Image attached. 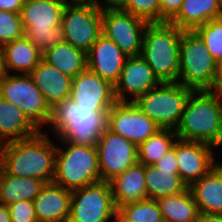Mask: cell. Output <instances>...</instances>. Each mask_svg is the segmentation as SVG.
I'll list each match as a JSON object with an SVG mask.
<instances>
[{
    "label": "cell",
    "mask_w": 222,
    "mask_h": 222,
    "mask_svg": "<svg viewBox=\"0 0 222 222\" xmlns=\"http://www.w3.org/2000/svg\"><path fill=\"white\" fill-rule=\"evenodd\" d=\"M40 130L32 137L0 145V168L8 175L53 182L56 146Z\"/></svg>",
    "instance_id": "6da1fadb"
},
{
    "label": "cell",
    "mask_w": 222,
    "mask_h": 222,
    "mask_svg": "<svg viewBox=\"0 0 222 222\" xmlns=\"http://www.w3.org/2000/svg\"><path fill=\"white\" fill-rule=\"evenodd\" d=\"M222 88L193 91L175 130L177 138L222 145Z\"/></svg>",
    "instance_id": "7a4b0ae2"
},
{
    "label": "cell",
    "mask_w": 222,
    "mask_h": 222,
    "mask_svg": "<svg viewBox=\"0 0 222 222\" xmlns=\"http://www.w3.org/2000/svg\"><path fill=\"white\" fill-rule=\"evenodd\" d=\"M108 111L81 108L68 98L52 108L50 124L60 140L76 145L94 146L107 129Z\"/></svg>",
    "instance_id": "3957f363"
},
{
    "label": "cell",
    "mask_w": 222,
    "mask_h": 222,
    "mask_svg": "<svg viewBox=\"0 0 222 222\" xmlns=\"http://www.w3.org/2000/svg\"><path fill=\"white\" fill-rule=\"evenodd\" d=\"M183 31L169 22L148 23L145 28L140 55L160 82H178Z\"/></svg>",
    "instance_id": "277c9868"
},
{
    "label": "cell",
    "mask_w": 222,
    "mask_h": 222,
    "mask_svg": "<svg viewBox=\"0 0 222 222\" xmlns=\"http://www.w3.org/2000/svg\"><path fill=\"white\" fill-rule=\"evenodd\" d=\"M178 82L194 91L221 89L218 63L194 30L181 35Z\"/></svg>",
    "instance_id": "5b68a950"
},
{
    "label": "cell",
    "mask_w": 222,
    "mask_h": 222,
    "mask_svg": "<svg viewBox=\"0 0 222 222\" xmlns=\"http://www.w3.org/2000/svg\"><path fill=\"white\" fill-rule=\"evenodd\" d=\"M66 4L64 1H26L21 8L25 36L42 54L64 41L61 23Z\"/></svg>",
    "instance_id": "8992f818"
},
{
    "label": "cell",
    "mask_w": 222,
    "mask_h": 222,
    "mask_svg": "<svg viewBox=\"0 0 222 222\" xmlns=\"http://www.w3.org/2000/svg\"><path fill=\"white\" fill-rule=\"evenodd\" d=\"M67 148L56 146L53 183L73 191L101 181L96 147L65 142Z\"/></svg>",
    "instance_id": "52a82bcc"
},
{
    "label": "cell",
    "mask_w": 222,
    "mask_h": 222,
    "mask_svg": "<svg viewBox=\"0 0 222 222\" xmlns=\"http://www.w3.org/2000/svg\"><path fill=\"white\" fill-rule=\"evenodd\" d=\"M193 91L179 82H161L134 103L160 129L176 130Z\"/></svg>",
    "instance_id": "ba28073f"
},
{
    "label": "cell",
    "mask_w": 222,
    "mask_h": 222,
    "mask_svg": "<svg viewBox=\"0 0 222 222\" xmlns=\"http://www.w3.org/2000/svg\"><path fill=\"white\" fill-rule=\"evenodd\" d=\"M64 41L87 53L102 34L101 3H70L65 6L62 23Z\"/></svg>",
    "instance_id": "9c48e42d"
},
{
    "label": "cell",
    "mask_w": 222,
    "mask_h": 222,
    "mask_svg": "<svg viewBox=\"0 0 222 222\" xmlns=\"http://www.w3.org/2000/svg\"><path fill=\"white\" fill-rule=\"evenodd\" d=\"M0 96L19 107L40 130L50 122L52 108L29 74L10 75L0 81Z\"/></svg>",
    "instance_id": "30bf717a"
},
{
    "label": "cell",
    "mask_w": 222,
    "mask_h": 222,
    "mask_svg": "<svg viewBox=\"0 0 222 222\" xmlns=\"http://www.w3.org/2000/svg\"><path fill=\"white\" fill-rule=\"evenodd\" d=\"M148 23L119 6L102 5V34L128 57L141 54L143 35Z\"/></svg>",
    "instance_id": "8fae6325"
},
{
    "label": "cell",
    "mask_w": 222,
    "mask_h": 222,
    "mask_svg": "<svg viewBox=\"0 0 222 222\" xmlns=\"http://www.w3.org/2000/svg\"><path fill=\"white\" fill-rule=\"evenodd\" d=\"M117 210L109 182L100 181L71 191L67 222H107Z\"/></svg>",
    "instance_id": "7c38bea8"
},
{
    "label": "cell",
    "mask_w": 222,
    "mask_h": 222,
    "mask_svg": "<svg viewBox=\"0 0 222 222\" xmlns=\"http://www.w3.org/2000/svg\"><path fill=\"white\" fill-rule=\"evenodd\" d=\"M101 181L109 182L138 162L137 146L106 129L96 145Z\"/></svg>",
    "instance_id": "4fadbf2b"
},
{
    "label": "cell",
    "mask_w": 222,
    "mask_h": 222,
    "mask_svg": "<svg viewBox=\"0 0 222 222\" xmlns=\"http://www.w3.org/2000/svg\"><path fill=\"white\" fill-rule=\"evenodd\" d=\"M107 129L139 146L160 128L134 102H116L108 111Z\"/></svg>",
    "instance_id": "5bb4252c"
},
{
    "label": "cell",
    "mask_w": 222,
    "mask_h": 222,
    "mask_svg": "<svg viewBox=\"0 0 222 222\" xmlns=\"http://www.w3.org/2000/svg\"><path fill=\"white\" fill-rule=\"evenodd\" d=\"M70 99L93 111H109L116 103L114 86L88 68L72 78Z\"/></svg>",
    "instance_id": "9a60e30c"
},
{
    "label": "cell",
    "mask_w": 222,
    "mask_h": 222,
    "mask_svg": "<svg viewBox=\"0 0 222 222\" xmlns=\"http://www.w3.org/2000/svg\"><path fill=\"white\" fill-rule=\"evenodd\" d=\"M214 146L197 141H185L176 138L175 155L178 174L189 187L203 177L214 165Z\"/></svg>",
    "instance_id": "2e32d148"
},
{
    "label": "cell",
    "mask_w": 222,
    "mask_h": 222,
    "mask_svg": "<svg viewBox=\"0 0 222 222\" xmlns=\"http://www.w3.org/2000/svg\"><path fill=\"white\" fill-rule=\"evenodd\" d=\"M160 83L152 68L141 55L127 57L120 78L114 85L116 102H135ZM126 92L133 95L130 101L126 99Z\"/></svg>",
    "instance_id": "e0dca14e"
},
{
    "label": "cell",
    "mask_w": 222,
    "mask_h": 222,
    "mask_svg": "<svg viewBox=\"0 0 222 222\" xmlns=\"http://www.w3.org/2000/svg\"><path fill=\"white\" fill-rule=\"evenodd\" d=\"M127 57L111 39L101 34L86 53L87 68L114 86Z\"/></svg>",
    "instance_id": "ac0fdd59"
},
{
    "label": "cell",
    "mask_w": 222,
    "mask_h": 222,
    "mask_svg": "<svg viewBox=\"0 0 222 222\" xmlns=\"http://www.w3.org/2000/svg\"><path fill=\"white\" fill-rule=\"evenodd\" d=\"M71 191L53 182L45 184L33 200L38 222H67Z\"/></svg>",
    "instance_id": "d6986e66"
},
{
    "label": "cell",
    "mask_w": 222,
    "mask_h": 222,
    "mask_svg": "<svg viewBox=\"0 0 222 222\" xmlns=\"http://www.w3.org/2000/svg\"><path fill=\"white\" fill-rule=\"evenodd\" d=\"M29 75L51 108L70 98L72 78L43 59Z\"/></svg>",
    "instance_id": "ffe728a7"
},
{
    "label": "cell",
    "mask_w": 222,
    "mask_h": 222,
    "mask_svg": "<svg viewBox=\"0 0 222 222\" xmlns=\"http://www.w3.org/2000/svg\"><path fill=\"white\" fill-rule=\"evenodd\" d=\"M188 189L199 212L222 215V164L214 165Z\"/></svg>",
    "instance_id": "44dd1931"
},
{
    "label": "cell",
    "mask_w": 222,
    "mask_h": 222,
    "mask_svg": "<svg viewBox=\"0 0 222 222\" xmlns=\"http://www.w3.org/2000/svg\"><path fill=\"white\" fill-rule=\"evenodd\" d=\"M116 207L147 199L145 166L136 163L109 181Z\"/></svg>",
    "instance_id": "7402d4cb"
},
{
    "label": "cell",
    "mask_w": 222,
    "mask_h": 222,
    "mask_svg": "<svg viewBox=\"0 0 222 222\" xmlns=\"http://www.w3.org/2000/svg\"><path fill=\"white\" fill-rule=\"evenodd\" d=\"M39 131L19 107L0 96V145L32 137Z\"/></svg>",
    "instance_id": "603a6c76"
},
{
    "label": "cell",
    "mask_w": 222,
    "mask_h": 222,
    "mask_svg": "<svg viewBox=\"0 0 222 222\" xmlns=\"http://www.w3.org/2000/svg\"><path fill=\"white\" fill-rule=\"evenodd\" d=\"M222 17L218 0H184L178 13L169 21L184 31H193L212 19Z\"/></svg>",
    "instance_id": "cb8c5ba5"
},
{
    "label": "cell",
    "mask_w": 222,
    "mask_h": 222,
    "mask_svg": "<svg viewBox=\"0 0 222 222\" xmlns=\"http://www.w3.org/2000/svg\"><path fill=\"white\" fill-rule=\"evenodd\" d=\"M44 185L42 180L8 175L0 168V203L8 206L19 201H33Z\"/></svg>",
    "instance_id": "d4e9b609"
},
{
    "label": "cell",
    "mask_w": 222,
    "mask_h": 222,
    "mask_svg": "<svg viewBox=\"0 0 222 222\" xmlns=\"http://www.w3.org/2000/svg\"><path fill=\"white\" fill-rule=\"evenodd\" d=\"M2 47L8 74L11 70H18L23 74H29L42 60L43 54L25 35Z\"/></svg>",
    "instance_id": "484cf974"
},
{
    "label": "cell",
    "mask_w": 222,
    "mask_h": 222,
    "mask_svg": "<svg viewBox=\"0 0 222 222\" xmlns=\"http://www.w3.org/2000/svg\"><path fill=\"white\" fill-rule=\"evenodd\" d=\"M42 59L71 78L87 68L86 53L65 41L47 50Z\"/></svg>",
    "instance_id": "4316f807"
},
{
    "label": "cell",
    "mask_w": 222,
    "mask_h": 222,
    "mask_svg": "<svg viewBox=\"0 0 222 222\" xmlns=\"http://www.w3.org/2000/svg\"><path fill=\"white\" fill-rule=\"evenodd\" d=\"M145 182L147 198L154 200L177 195L188 188L179 176L178 170H160L154 165L145 166Z\"/></svg>",
    "instance_id": "83f0119b"
},
{
    "label": "cell",
    "mask_w": 222,
    "mask_h": 222,
    "mask_svg": "<svg viewBox=\"0 0 222 222\" xmlns=\"http://www.w3.org/2000/svg\"><path fill=\"white\" fill-rule=\"evenodd\" d=\"M164 222H196L199 211L190 190L156 200Z\"/></svg>",
    "instance_id": "f1b7e54d"
},
{
    "label": "cell",
    "mask_w": 222,
    "mask_h": 222,
    "mask_svg": "<svg viewBox=\"0 0 222 222\" xmlns=\"http://www.w3.org/2000/svg\"><path fill=\"white\" fill-rule=\"evenodd\" d=\"M175 130L159 129L154 135L137 146L138 163L144 166L154 165L175 143Z\"/></svg>",
    "instance_id": "f546056e"
},
{
    "label": "cell",
    "mask_w": 222,
    "mask_h": 222,
    "mask_svg": "<svg viewBox=\"0 0 222 222\" xmlns=\"http://www.w3.org/2000/svg\"><path fill=\"white\" fill-rule=\"evenodd\" d=\"M118 210L131 222H164L158 202L154 199L127 203Z\"/></svg>",
    "instance_id": "4dcf8cb0"
},
{
    "label": "cell",
    "mask_w": 222,
    "mask_h": 222,
    "mask_svg": "<svg viewBox=\"0 0 222 222\" xmlns=\"http://www.w3.org/2000/svg\"><path fill=\"white\" fill-rule=\"evenodd\" d=\"M194 31L204 41L210 55L219 63L222 59V17L212 19Z\"/></svg>",
    "instance_id": "1f68e13d"
},
{
    "label": "cell",
    "mask_w": 222,
    "mask_h": 222,
    "mask_svg": "<svg viewBox=\"0 0 222 222\" xmlns=\"http://www.w3.org/2000/svg\"><path fill=\"white\" fill-rule=\"evenodd\" d=\"M119 7L149 23L160 22L159 0H125Z\"/></svg>",
    "instance_id": "d6a6232c"
},
{
    "label": "cell",
    "mask_w": 222,
    "mask_h": 222,
    "mask_svg": "<svg viewBox=\"0 0 222 222\" xmlns=\"http://www.w3.org/2000/svg\"><path fill=\"white\" fill-rule=\"evenodd\" d=\"M24 35L20 13L0 10V45L3 46Z\"/></svg>",
    "instance_id": "836d02e7"
},
{
    "label": "cell",
    "mask_w": 222,
    "mask_h": 222,
    "mask_svg": "<svg viewBox=\"0 0 222 222\" xmlns=\"http://www.w3.org/2000/svg\"><path fill=\"white\" fill-rule=\"evenodd\" d=\"M11 222H38L33 201H19L8 205Z\"/></svg>",
    "instance_id": "e575fe53"
},
{
    "label": "cell",
    "mask_w": 222,
    "mask_h": 222,
    "mask_svg": "<svg viewBox=\"0 0 222 222\" xmlns=\"http://www.w3.org/2000/svg\"><path fill=\"white\" fill-rule=\"evenodd\" d=\"M184 0H159L160 22H169L179 11Z\"/></svg>",
    "instance_id": "d590c367"
},
{
    "label": "cell",
    "mask_w": 222,
    "mask_h": 222,
    "mask_svg": "<svg viewBox=\"0 0 222 222\" xmlns=\"http://www.w3.org/2000/svg\"><path fill=\"white\" fill-rule=\"evenodd\" d=\"M154 166L160 170H178L175 155V143L173 144V147L154 164Z\"/></svg>",
    "instance_id": "8d00e7d4"
},
{
    "label": "cell",
    "mask_w": 222,
    "mask_h": 222,
    "mask_svg": "<svg viewBox=\"0 0 222 222\" xmlns=\"http://www.w3.org/2000/svg\"><path fill=\"white\" fill-rule=\"evenodd\" d=\"M26 0H0V10L20 13Z\"/></svg>",
    "instance_id": "74e56055"
},
{
    "label": "cell",
    "mask_w": 222,
    "mask_h": 222,
    "mask_svg": "<svg viewBox=\"0 0 222 222\" xmlns=\"http://www.w3.org/2000/svg\"><path fill=\"white\" fill-rule=\"evenodd\" d=\"M196 222H222V215L204 214L199 212Z\"/></svg>",
    "instance_id": "f35d334b"
},
{
    "label": "cell",
    "mask_w": 222,
    "mask_h": 222,
    "mask_svg": "<svg viewBox=\"0 0 222 222\" xmlns=\"http://www.w3.org/2000/svg\"><path fill=\"white\" fill-rule=\"evenodd\" d=\"M0 222H11L9 207L0 203Z\"/></svg>",
    "instance_id": "ab89813d"
},
{
    "label": "cell",
    "mask_w": 222,
    "mask_h": 222,
    "mask_svg": "<svg viewBox=\"0 0 222 222\" xmlns=\"http://www.w3.org/2000/svg\"><path fill=\"white\" fill-rule=\"evenodd\" d=\"M8 75L3 47L0 45V81Z\"/></svg>",
    "instance_id": "60d3db41"
},
{
    "label": "cell",
    "mask_w": 222,
    "mask_h": 222,
    "mask_svg": "<svg viewBox=\"0 0 222 222\" xmlns=\"http://www.w3.org/2000/svg\"><path fill=\"white\" fill-rule=\"evenodd\" d=\"M113 216L115 217L114 222H131L119 210Z\"/></svg>",
    "instance_id": "b9f144b4"
},
{
    "label": "cell",
    "mask_w": 222,
    "mask_h": 222,
    "mask_svg": "<svg viewBox=\"0 0 222 222\" xmlns=\"http://www.w3.org/2000/svg\"><path fill=\"white\" fill-rule=\"evenodd\" d=\"M108 4L107 6H120L125 0H104Z\"/></svg>",
    "instance_id": "7bdbcfd3"
},
{
    "label": "cell",
    "mask_w": 222,
    "mask_h": 222,
    "mask_svg": "<svg viewBox=\"0 0 222 222\" xmlns=\"http://www.w3.org/2000/svg\"><path fill=\"white\" fill-rule=\"evenodd\" d=\"M64 2L68 3L67 0H63ZM95 1L96 3H99V0H71L73 3H85V2H92Z\"/></svg>",
    "instance_id": "ee69618b"
},
{
    "label": "cell",
    "mask_w": 222,
    "mask_h": 222,
    "mask_svg": "<svg viewBox=\"0 0 222 222\" xmlns=\"http://www.w3.org/2000/svg\"><path fill=\"white\" fill-rule=\"evenodd\" d=\"M218 67H219V74H220L221 88H222V59H221V61L218 63Z\"/></svg>",
    "instance_id": "f6af8a7d"
},
{
    "label": "cell",
    "mask_w": 222,
    "mask_h": 222,
    "mask_svg": "<svg viewBox=\"0 0 222 222\" xmlns=\"http://www.w3.org/2000/svg\"><path fill=\"white\" fill-rule=\"evenodd\" d=\"M29 2H51V1H63V0H26Z\"/></svg>",
    "instance_id": "bcb514c9"
},
{
    "label": "cell",
    "mask_w": 222,
    "mask_h": 222,
    "mask_svg": "<svg viewBox=\"0 0 222 222\" xmlns=\"http://www.w3.org/2000/svg\"><path fill=\"white\" fill-rule=\"evenodd\" d=\"M218 1H219L220 6L222 7V0H218Z\"/></svg>",
    "instance_id": "7dc6e473"
}]
</instances>
